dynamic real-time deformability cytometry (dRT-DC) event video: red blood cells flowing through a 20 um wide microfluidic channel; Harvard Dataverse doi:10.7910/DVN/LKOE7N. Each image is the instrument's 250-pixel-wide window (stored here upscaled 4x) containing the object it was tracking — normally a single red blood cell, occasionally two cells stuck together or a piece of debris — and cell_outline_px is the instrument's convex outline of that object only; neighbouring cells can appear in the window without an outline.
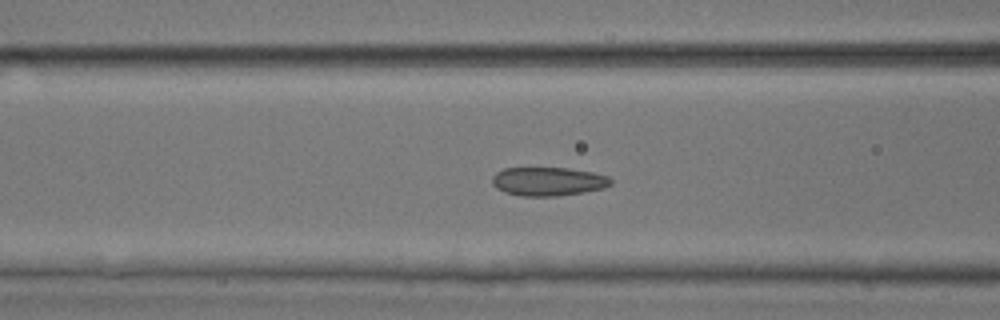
{"species": "common noctule bat (a hibernating species)", "species_latin": "Nyctalus noctula", "temperature_condition": "room temperature", "stored_images_in_passage": 44, "camera_frame_rate_fps": 3000, "um_per_image_px": 0.085, "animal": {"sex": "male", "body_mass_g": 17.9, "forearm_length_mm": 54.2}, "frame": {"image": 1, "passage_image": 13, "time_ms": 4.0, "image_size_px": [1000, 320], "cell_outline_px": [[612, 184], [604, 188], [584, 192], [560, 196], [520, 196], [504, 192], [496, 188], [492, 184], [492, 176], [496, 172], [504, 168], [568, 168], [592, 172], [608, 176], [612, 180]], "centroid_in_image_um": [46.58, 15.43], "position_along_channel_um": 120.0, "area_um2": 20.0}}
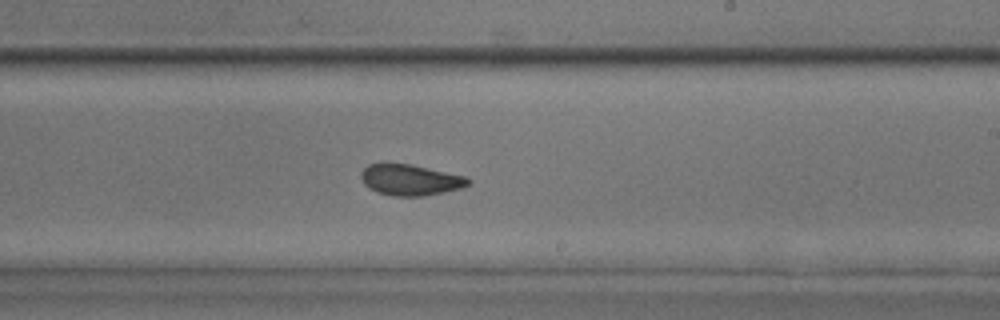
{"frame": {"image": 2, "passage_image": 23, "time_ms": 7.333, "image_size_px": [1000, 320], "cell_outline_px": [[472, 180], [468, 184], [460, 188], [444, 192], [424, 196], [392, 196], [376, 192], [368, 188], [364, 184], [360, 176], [360, 172], [368, 164], [412, 164], [464, 176]], "centroid_in_image_um": [34.84, 15.3], "position_along_channel_um": 254.2, "area_um2": 19.31}}
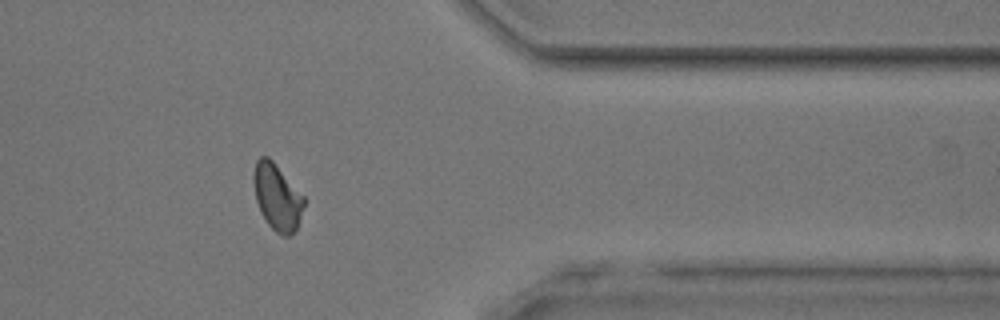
{"frame": {"image": 3, "passage_image": 34, "time_ms": 11.0, "image_size_px": [1000, 320], "cell_outline_px": [[304, 204], [296, 228], [288, 236], [284, 236], [276, 232], [268, 224], [260, 212], [256, 200], [252, 180], [252, 176], [256, 160], [260, 156], [268, 156], [272, 160], [304, 196]], "centroid_in_image_um": [23.52, 16.72], "position_along_channel_um": 387.9, "area_um2": 19.31}, "authors_computed_cell_mechanics": {"area_um2": 19.6809, "velocity_mm_per_s": 4.0475, "shape_relaxation_time_tau1_ms": null, "shape_relaxation_time_tau2_ms": 1.4893, "deformation_change_tau1": null, "deformation_change_tau2": 0.0702}}